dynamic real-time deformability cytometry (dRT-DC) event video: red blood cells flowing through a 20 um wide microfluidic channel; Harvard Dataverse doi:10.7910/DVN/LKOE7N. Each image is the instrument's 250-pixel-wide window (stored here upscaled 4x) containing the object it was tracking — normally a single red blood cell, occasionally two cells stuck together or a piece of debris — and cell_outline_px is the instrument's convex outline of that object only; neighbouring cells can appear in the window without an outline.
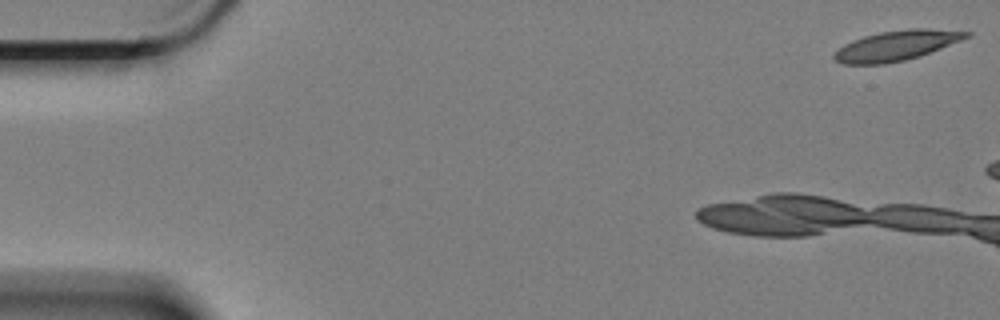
{"species": "Egyptian fruit bat (a non-hibernating species)", "species_latin": "Rousettus aegyptiacus", "temperature_condition": "cold", "stored_images_in_passage": 7, "camera_frame_rate_fps": 3000, "um_per_image_px": 0.085, "animal": {"sex": "female"}, "frame": {"image": 1, "passage_image": 1, "time_ms": 0.0, "image_size_px": [1000, 320], "cell_outline_px": [[972, 36], [920, 56], [904, 60], [884, 64], [844, 64], [836, 60], [832, 56], [844, 44], [852, 40], [864, 36], [880, 32], [908, 28], [928, 28], [972, 32]], "centroid_in_image_um": [76.23, 3.86], "position_along_channel_um": 8.8, "area_um2": 23.06}}